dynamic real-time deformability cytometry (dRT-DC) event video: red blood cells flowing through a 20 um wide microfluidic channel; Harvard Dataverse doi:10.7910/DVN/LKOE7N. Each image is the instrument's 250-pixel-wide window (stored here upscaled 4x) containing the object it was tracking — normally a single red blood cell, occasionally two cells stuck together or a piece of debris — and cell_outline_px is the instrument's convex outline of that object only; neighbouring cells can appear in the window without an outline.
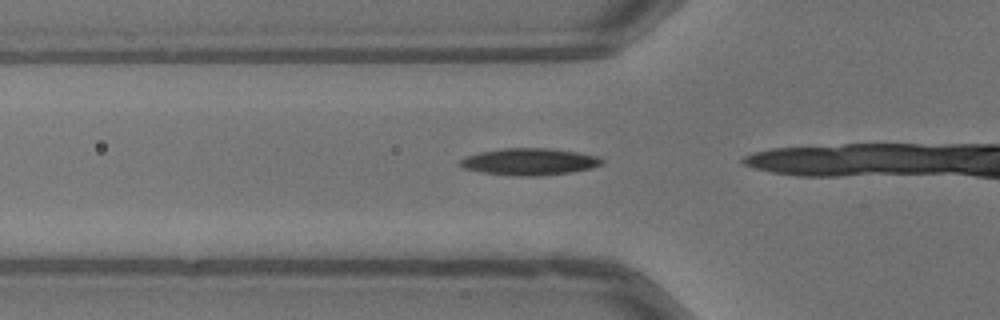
{"species": "common noctule bat (a hibernating species)", "species_latin": "Nyctalus noctula", "temperature_condition": "warm", "stored_images_in_passage": 16, "camera_frame_rate_fps": 3000, "um_per_image_px": 0.085, "animal": {"sex": "male", "body_mass_g": 13.3}, "frame": {"image": 1, "passage_image": 12, "time_ms": 3.667, "image_size_px": [1000, 320], "cell_outline_px": [[604, 164], [592, 168], [568, 172], [536, 176], [512, 176], [480, 172], [464, 168], [456, 164], [460, 160], [468, 156], [480, 152], [504, 148], [548, 148], [576, 152], [600, 156], [604, 160]], "centroid_in_image_um": [45.01, 13.75], "position_along_channel_um": 80.8, "area_um2": 22.25}}